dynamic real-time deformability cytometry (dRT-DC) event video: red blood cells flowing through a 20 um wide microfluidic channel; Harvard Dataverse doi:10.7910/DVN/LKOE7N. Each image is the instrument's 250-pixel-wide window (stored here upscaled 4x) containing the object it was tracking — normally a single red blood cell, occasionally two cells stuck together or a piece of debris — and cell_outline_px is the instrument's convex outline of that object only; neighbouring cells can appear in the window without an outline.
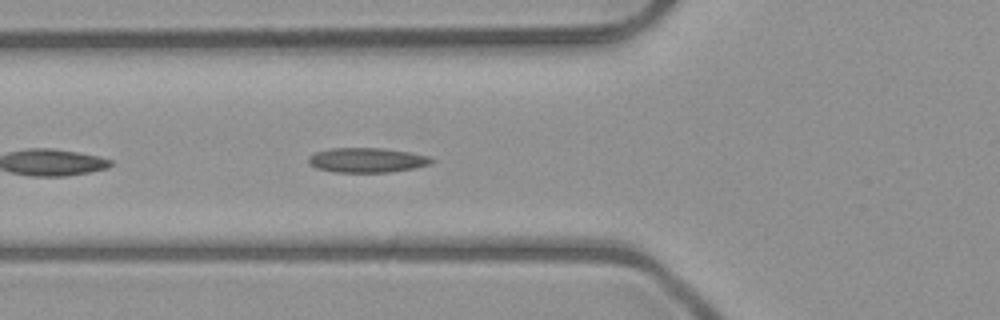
{"species": "common noctule bat (a hibernating species)", "species_latin": "Nyctalus noctula", "temperature_condition": "room temperature", "stored_images_in_passage": 14, "camera_frame_rate_fps": 3000, "um_per_image_px": 0.085, "animal": {"sex": "male", "body_mass_g": 23.1, "forearm_length_mm": 52.7}, "frame": {"image": 1, "passage_image": 5, "time_ms": 1.333, "image_size_px": [1000, 320], "cell_outline_px": [[436, 160], [432, 164], [412, 168], [388, 172], [336, 172], [316, 168], [308, 160], [308, 156], [316, 152], [328, 148], [384, 148], [408, 152], [428, 156]], "centroid_in_image_um": [31.2, 13.6], "position_along_channel_um": 94.6, "area_um2": 17.63}}